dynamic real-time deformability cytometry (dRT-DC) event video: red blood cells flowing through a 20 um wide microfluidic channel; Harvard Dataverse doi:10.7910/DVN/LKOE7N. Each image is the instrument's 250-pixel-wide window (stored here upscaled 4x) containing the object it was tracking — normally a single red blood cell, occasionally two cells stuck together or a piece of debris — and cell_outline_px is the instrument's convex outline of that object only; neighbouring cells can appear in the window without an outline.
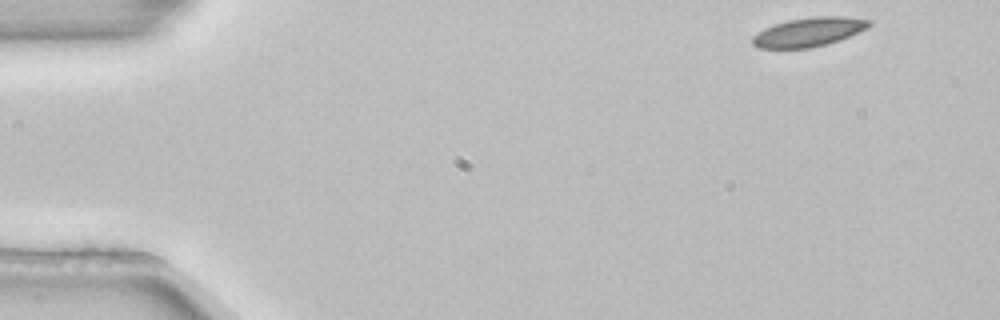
{"species": "common noctule bat (a hibernating species)", "species_latin": "Nyctalus noctula", "temperature_condition": "room temperature", "stored_images_in_passage": 6, "camera_frame_rate_fps": 3000, "um_per_image_px": 0.085, "animal": {"sex": "female", "body_mass_g": 22.7, "forearm_length_mm": 54.2}, "frame": {"image": 1, "passage_image": 1, "time_ms": 0.0, "image_size_px": [1000, 320], "cell_outline_px": [[872, 24], [840, 40], [828, 44], [812, 48], [756, 48], [752, 44], [752, 36], [764, 28], [788, 20], [816, 16], [840, 16], [872, 20]], "centroid_in_image_um": [68.71, 2.73], "position_along_channel_um": 16.3, "area_um2": 19.59}}
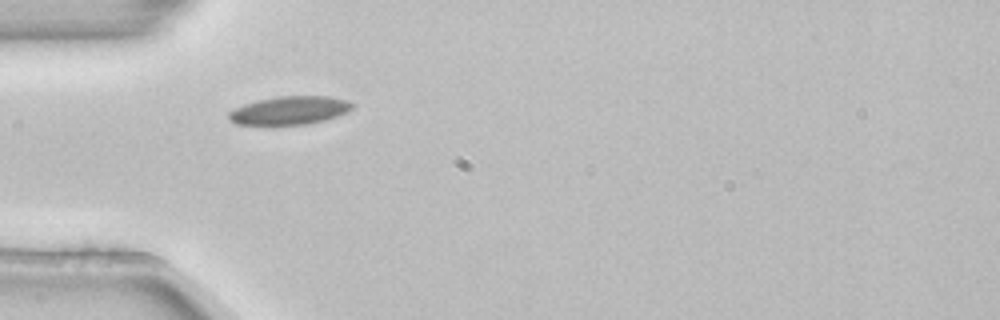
{"frame": {"image": 2, "passage_image": 3, "time_ms": 0.667, "image_size_px": [1000, 320], "cell_outline_px": [[356, 104], [352, 108], [336, 116], [324, 120], [304, 124], [236, 124], [228, 120], [228, 112], [244, 104], [256, 100], [280, 96], [328, 96], [348, 100]], "centroid_in_image_um": [24.61, 9.37], "position_along_channel_um": 60.4, "area_um2": 20.17}}